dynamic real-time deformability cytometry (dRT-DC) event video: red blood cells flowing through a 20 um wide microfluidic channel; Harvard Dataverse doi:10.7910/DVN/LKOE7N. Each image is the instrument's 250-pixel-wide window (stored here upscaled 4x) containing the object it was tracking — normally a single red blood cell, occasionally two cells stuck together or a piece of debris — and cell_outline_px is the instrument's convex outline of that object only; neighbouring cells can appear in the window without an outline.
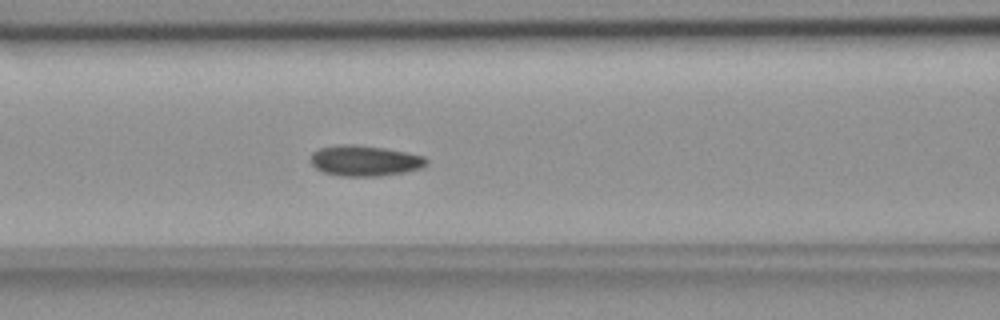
{"species": "common noctule bat (a hibernating species)", "species_latin": "Nyctalus noctula", "temperature_condition": "room temperature", "stored_images_in_passage": 24, "camera_frame_rate_fps": 3000, "um_per_image_px": 0.085, "animal": {"sex": "female", "body_mass_g": 18.4}, "frame": {"image": 1, "passage_image": 14, "time_ms": 4.333, "image_size_px": [1000, 320], "cell_outline_px": [[428, 164], [420, 168], [404, 172], [380, 176], [340, 176], [324, 172], [316, 168], [312, 164], [312, 152], [320, 148], [340, 144], [352, 144], [384, 148], [424, 156], [428, 160]], "centroid_in_image_um": [31.01, 13.66], "position_along_channel_um": 135.6, "area_um2": 20.52}}
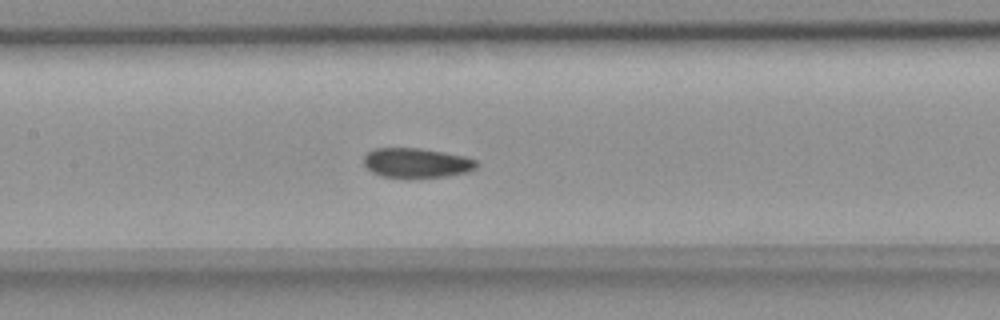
{"frame": {"image": 2, "passage_image": 17, "time_ms": 5.333, "image_size_px": [1000, 320], "cell_outline_px": [[480, 164], [476, 168], [468, 172], [448, 176], [380, 176], [372, 172], [364, 164], [364, 156], [368, 152], [376, 148], [416, 148], [444, 152], [464, 156], [476, 160]], "centroid_in_image_um": [35.44, 13.83], "position_along_channel_um": 172.0, "area_um2": 19.13}}